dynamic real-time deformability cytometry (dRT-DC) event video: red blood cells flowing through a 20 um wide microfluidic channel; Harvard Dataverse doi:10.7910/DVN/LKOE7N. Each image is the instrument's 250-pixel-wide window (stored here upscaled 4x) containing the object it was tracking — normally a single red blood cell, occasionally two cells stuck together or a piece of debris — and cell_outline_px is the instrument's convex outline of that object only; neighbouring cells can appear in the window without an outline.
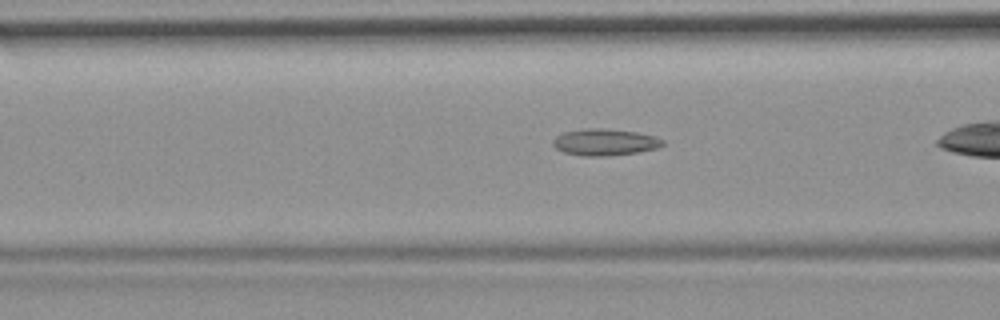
{"species": "common noctule bat (a hibernating species)", "species_latin": "Nyctalus noctula", "temperature_condition": "room temperature", "stored_images_in_passage": 40, "camera_frame_rate_fps": 3000, "um_per_image_px": 0.085, "animal": {"sex": "female", "body_mass_g": 19.9}, "frame": {"image": 1, "passage_image": 18, "time_ms": 5.667, "image_size_px": [1000, 320], "cell_outline_px": [[664, 144], [660, 148], [636, 152], [604, 156], [584, 156], [564, 152], [556, 148], [552, 144], [552, 140], [556, 136], [564, 132], [584, 128], [600, 128], [636, 132], [656, 136], [664, 140]], "centroid_in_image_um": [51.42, 12.08], "position_along_channel_um": 115.2, "area_um2": 17.05}}